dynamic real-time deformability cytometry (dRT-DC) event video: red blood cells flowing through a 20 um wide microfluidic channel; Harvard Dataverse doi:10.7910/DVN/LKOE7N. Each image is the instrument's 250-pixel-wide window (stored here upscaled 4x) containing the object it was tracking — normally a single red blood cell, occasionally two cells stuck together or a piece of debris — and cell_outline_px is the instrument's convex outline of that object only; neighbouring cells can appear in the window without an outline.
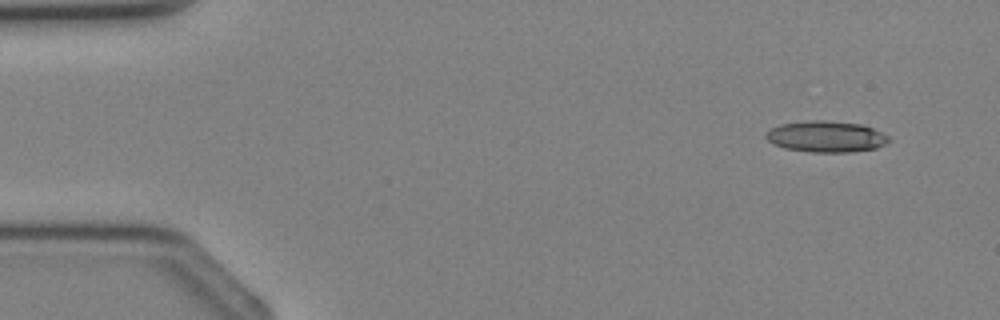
{"species": "Egyptian fruit bat (a non-hibernating species)", "species_latin": "Rousettus aegyptiacus", "temperature_condition": "cold", "stored_images_in_passage": 3, "camera_frame_rate_fps": 3000, "um_per_image_px": 0.085, "animal": {"sex": "female"}, "frame": {"image": 1, "passage_image": 1, "time_ms": 0.0, "image_size_px": [1000, 320], "cell_outline_px": [[892, 140], [876, 148], [848, 152], [808, 152], [784, 148], [772, 144], [764, 136], [764, 132], [780, 124], [804, 120], [828, 120], [864, 124], [888, 136]], "centroid_in_image_um": [70.18, 11.6], "position_along_channel_um": 14.8, "area_um2": 22.66}}
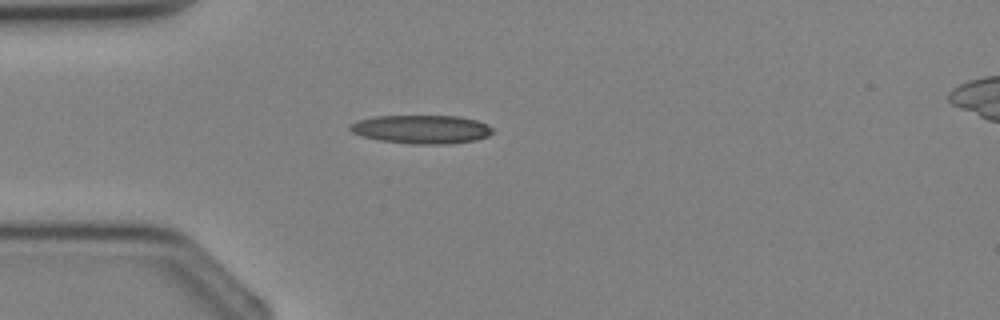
{"frame": {"image": 2, "passage_image": 3, "time_ms": 2.333, "image_size_px": [1000, 320], "cell_outline_px": [[496, 132], [488, 136], [476, 140], [452, 144], [412, 144], [380, 140], [364, 136], [352, 132], [348, 128], [356, 120], [376, 116], [460, 116], [476, 120], [488, 124]], "centroid_in_image_um": [35.89, 10.99], "position_along_channel_um": 49.1, "area_um2": 23.87}}